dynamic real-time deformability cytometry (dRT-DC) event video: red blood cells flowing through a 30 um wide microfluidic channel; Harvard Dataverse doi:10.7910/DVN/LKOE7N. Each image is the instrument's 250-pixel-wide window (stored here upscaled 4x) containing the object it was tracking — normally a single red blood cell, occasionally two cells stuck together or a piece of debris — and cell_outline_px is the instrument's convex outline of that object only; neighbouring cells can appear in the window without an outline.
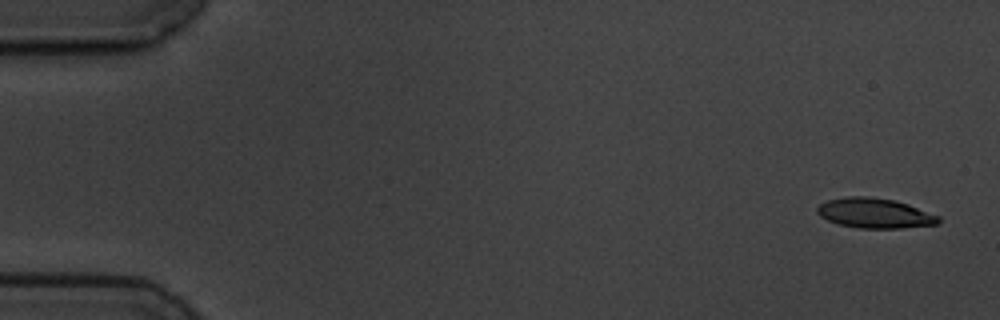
{"species": "common noctule bat (a hibernating species)", "species_latin": "Nyctalus noctula", "temperature_condition": "cold", "stored_images_in_passage": 5, "camera_frame_rate_fps": 3000, "um_per_image_px": 0.085, "animal": {"sex": "male", "body_mass_g": 19.5, "forearm_length_mm": 54.6}, "frame": {"image": 1, "passage_image": 1, "time_ms": 0.0, "image_size_px": [1000, 320], "cell_outline_px": [[940, 220], [936, 224], [900, 228], [860, 228], [836, 224], [820, 216], [816, 212], [816, 208], [820, 204], [828, 200], [848, 196], [868, 196], [896, 200], [908, 204], [940, 216]], "centroid_in_image_um": [74.33, 18.11], "position_along_channel_um": 10.7, "area_um2": 21.21}}
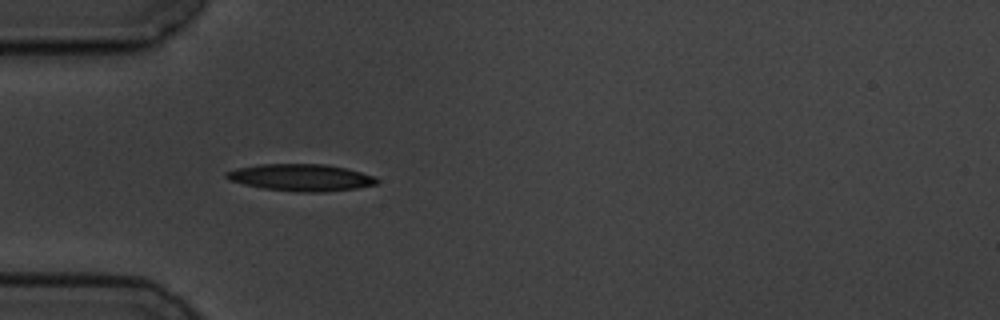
{"frame": {"image": 2, "passage_image": 5, "time_ms": 5.0, "image_size_px": [1000, 320], "cell_outline_px": [[380, 180], [376, 184], [356, 188], [320, 192], [296, 192], [264, 188], [244, 184], [228, 180], [224, 176], [224, 172], [236, 168], [260, 164], [328, 164], [376, 176]], "centroid_in_image_um": [25.56, 15.08], "position_along_channel_um": 59.4, "area_um2": 23.64}}